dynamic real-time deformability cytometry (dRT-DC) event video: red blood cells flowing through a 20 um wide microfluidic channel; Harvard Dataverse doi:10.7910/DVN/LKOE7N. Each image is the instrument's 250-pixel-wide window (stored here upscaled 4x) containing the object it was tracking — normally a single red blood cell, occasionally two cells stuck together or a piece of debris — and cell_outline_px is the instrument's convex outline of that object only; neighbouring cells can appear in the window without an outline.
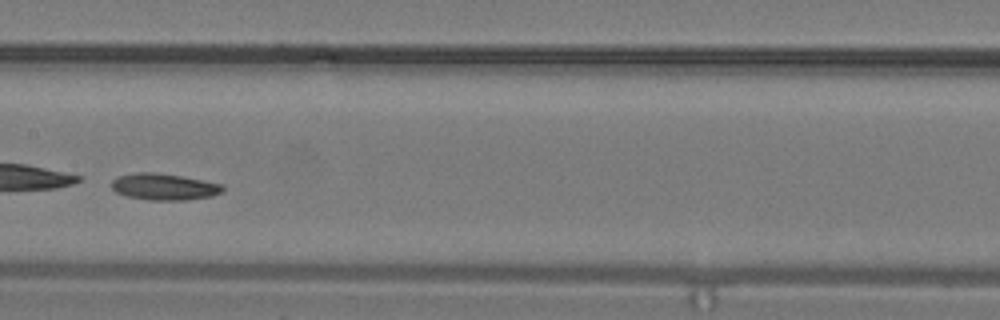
{"species": "common noctule bat (a hibernating species)", "species_latin": "Nyctalus noctula", "temperature_condition": "warm", "stored_images_in_passage": 10, "camera_frame_rate_fps": 3000, "um_per_image_px": 0.085, "animal": {"sex": "male", "body_mass_g": 19.2, "forearm_length_mm": 51.8}, "frame": {"image": 1, "passage_image": 7, "time_ms": 2.0, "image_size_px": [1000, 320], "cell_outline_px": [[224, 192], [212, 196], [184, 200], [148, 200], [128, 196], [116, 192], [112, 188], [112, 180], [116, 176], [136, 172], [156, 172], [184, 176], [224, 184]], "centroid_in_image_um": [13.98, 15.86], "position_along_channel_um": 193.4, "area_um2": 17.46}}
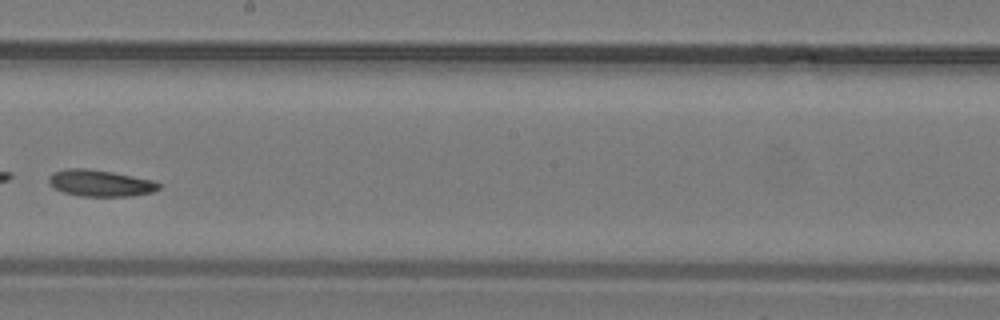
{"frame": {"image": 2, "passage_image": 9, "time_ms": 2.667, "image_size_px": [1000, 320], "cell_outline_px": [[160, 188], [152, 192], [132, 196], [80, 196], [64, 192], [56, 188], [48, 180], [48, 176], [52, 172], [64, 168], [88, 168], [112, 172], [156, 180], [160, 184]], "centroid_in_image_um": [8.54, 15.55], "position_along_channel_um": 239.7, "area_um2": 17.11}}